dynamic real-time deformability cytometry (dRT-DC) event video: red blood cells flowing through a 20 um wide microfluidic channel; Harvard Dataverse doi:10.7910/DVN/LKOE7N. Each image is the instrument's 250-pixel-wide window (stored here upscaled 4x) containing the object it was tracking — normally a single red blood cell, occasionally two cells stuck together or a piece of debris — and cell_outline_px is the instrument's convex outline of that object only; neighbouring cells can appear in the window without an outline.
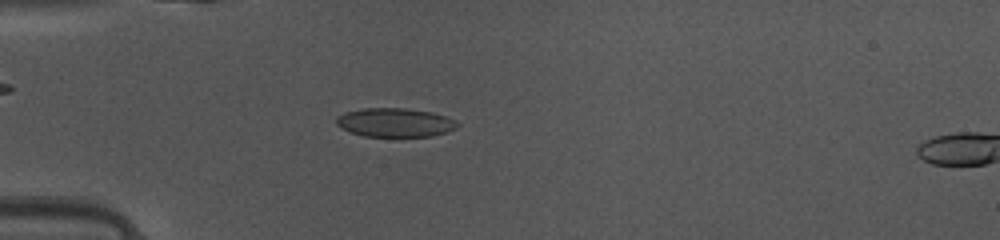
{"species": "common noctule bat (a hibernating species)", "species_latin": "Nyctalus noctula", "temperature_condition": "warm", "stored_images_in_passage": 4, "camera_frame_rate_fps": 3000, "um_per_image_px": 0.085, "animal": {"sex": "female", "body_mass_g": 10.0, "forearm_length_mm": 53.1}, "frame": {"image": 1, "passage_image": 2, "time_ms": 0.333, "image_size_px": [1000, 240], "cell_outline_px": [[460, 124], [456, 128], [448, 132], [432, 136], [364, 136], [352, 132], [336, 124], [336, 116], [344, 112], [364, 108], [404, 108], [432, 112], [456, 120]], "centroid_in_image_um": [33.6, 10.41], "position_along_channel_um": 51.4, "area_um2": 20.29}}